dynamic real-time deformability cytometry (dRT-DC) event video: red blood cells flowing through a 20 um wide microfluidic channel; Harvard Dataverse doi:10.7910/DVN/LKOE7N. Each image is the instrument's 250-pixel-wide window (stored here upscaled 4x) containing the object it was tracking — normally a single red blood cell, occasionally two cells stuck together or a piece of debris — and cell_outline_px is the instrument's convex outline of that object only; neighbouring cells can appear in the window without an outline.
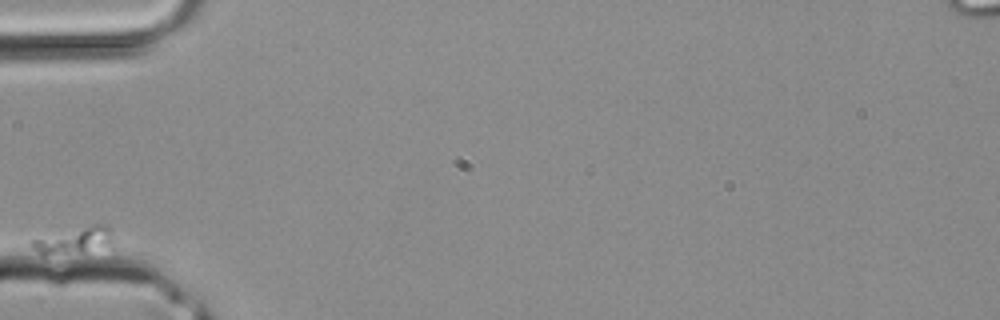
{"species": "common noctule bat (a hibernating species)", "species_latin": "Nyctalus noctula", "temperature_condition": "room temperature", "stored_images_in_passage": 1, "camera_frame_rate_fps": 3000, "um_per_image_px": 0.085, "animal": {"sex": "male", "body_mass_g": 20.4}, "frame": {"image": 1, "passage_image": 1, "time_ms": 0.0, "image_size_px": [1000, 320], "cell_outline_px": [[112, 248], [84, 252], [44, 256], [36, 252], [32, 248], [32, 240], [92, 224], [108, 224], [112, 232]], "centroid_in_image_um": [6.4, 20.47], "position_along_channel_um": 78.6, "area_um2": 12.83}}